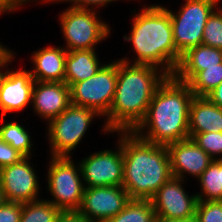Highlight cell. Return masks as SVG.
Here are the masks:
<instances>
[{
  "instance_id": "6da1fadb",
  "label": "cell",
  "mask_w": 222,
  "mask_h": 222,
  "mask_svg": "<svg viewBox=\"0 0 222 222\" xmlns=\"http://www.w3.org/2000/svg\"><path fill=\"white\" fill-rule=\"evenodd\" d=\"M167 76L153 65L130 64L127 58L118 60L115 96L105 116L104 131L133 132L145 118L156 89Z\"/></svg>"
},
{
  "instance_id": "7a4b0ae2",
  "label": "cell",
  "mask_w": 222,
  "mask_h": 222,
  "mask_svg": "<svg viewBox=\"0 0 222 222\" xmlns=\"http://www.w3.org/2000/svg\"><path fill=\"white\" fill-rule=\"evenodd\" d=\"M193 98L187 83L167 76L156 89L145 118L133 132L145 141L160 145L189 138V109Z\"/></svg>"
},
{
  "instance_id": "3957f363",
  "label": "cell",
  "mask_w": 222,
  "mask_h": 222,
  "mask_svg": "<svg viewBox=\"0 0 222 222\" xmlns=\"http://www.w3.org/2000/svg\"><path fill=\"white\" fill-rule=\"evenodd\" d=\"M122 133L123 184L130 199L150 200L173 177L166 145Z\"/></svg>"
},
{
  "instance_id": "277c9868",
  "label": "cell",
  "mask_w": 222,
  "mask_h": 222,
  "mask_svg": "<svg viewBox=\"0 0 222 222\" xmlns=\"http://www.w3.org/2000/svg\"><path fill=\"white\" fill-rule=\"evenodd\" d=\"M133 18L131 33L124 36L125 40L132 42L136 52L133 63L161 67L165 74L173 76L177 67V49L169 10L151 5L143 7Z\"/></svg>"
},
{
  "instance_id": "5b68a950",
  "label": "cell",
  "mask_w": 222,
  "mask_h": 222,
  "mask_svg": "<svg viewBox=\"0 0 222 222\" xmlns=\"http://www.w3.org/2000/svg\"><path fill=\"white\" fill-rule=\"evenodd\" d=\"M218 2L219 0H186L178 13L169 10L177 49V66L182 54L202 44L205 24Z\"/></svg>"
},
{
  "instance_id": "8992f818",
  "label": "cell",
  "mask_w": 222,
  "mask_h": 222,
  "mask_svg": "<svg viewBox=\"0 0 222 222\" xmlns=\"http://www.w3.org/2000/svg\"><path fill=\"white\" fill-rule=\"evenodd\" d=\"M101 116L93 109L71 104L59 116L48 122V140L51 156L70 157L95 116Z\"/></svg>"
},
{
  "instance_id": "52a82bcc",
  "label": "cell",
  "mask_w": 222,
  "mask_h": 222,
  "mask_svg": "<svg viewBox=\"0 0 222 222\" xmlns=\"http://www.w3.org/2000/svg\"><path fill=\"white\" fill-rule=\"evenodd\" d=\"M68 156H52L48 170V191L53 196L50 201L61 211L78 210L81 206L85 184L81 168L75 166ZM81 176V177H80Z\"/></svg>"
},
{
  "instance_id": "ba28073f",
  "label": "cell",
  "mask_w": 222,
  "mask_h": 222,
  "mask_svg": "<svg viewBox=\"0 0 222 222\" xmlns=\"http://www.w3.org/2000/svg\"><path fill=\"white\" fill-rule=\"evenodd\" d=\"M93 8L69 7L60 14V25L67 51L95 49L97 43L106 39L110 27L96 16Z\"/></svg>"
},
{
  "instance_id": "9c48e42d",
  "label": "cell",
  "mask_w": 222,
  "mask_h": 222,
  "mask_svg": "<svg viewBox=\"0 0 222 222\" xmlns=\"http://www.w3.org/2000/svg\"><path fill=\"white\" fill-rule=\"evenodd\" d=\"M118 75V61L103 64L91 78L70 86L71 104L90 108L105 117L113 103Z\"/></svg>"
},
{
  "instance_id": "30bf717a",
  "label": "cell",
  "mask_w": 222,
  "mask_h": 222,
  "mask_svg": "<svg viewBox=\"0 0 222 222\" xmlns=\"http://www.w3.org/2000/svg\"><path fill=\"white\" fill-rule=\"evenodd\" d=\"M118 148L96 152L79 162L83 182L86 187L122 186L123 155L122 134Z\"/></svg>"
},
{
  "instance_id": "8fae6325",
  "label": "cell",
  "mask_w": 222,
  "mask_h": 222,
  "mask_svg": "<svg viewBox=\"0 0 222 222\" xmlns=\"http://www.w3.org/2000/svg\"><path fill=\"white\" fill-rule=\"evenodd\" d=\"M123 186L85 187L78 211L91 222H105L130 201Z\"/></svg>"
},
{
  "instance_id": "7c38bea8",
  "label": "cell",
  "mask_w": 222,
  "mask_h": 222,
  "mask_svg": "<svg viewBox=\"0 0 222 222\" xmlns=\"http://www.w3.org/2000/svg\"><path fill=\"white\" fill-rule=\"evenodd\" d=\"M182 179L172 177L150 199L157 220H171L195 215L197 195L186 194Z\"/></svg>"
},
{
  "instance_id": "4fadbf2b",
  "label": "cell",
  "mask_w": 222,
  "mask_h": 222,
  "mask_svg": "<svg viewBox=\"0 0 222 222\" xmlns=\"http://www.w3.org/2000/svg\"><path fill=\"white\" fill-rule=\"evenodd\" d=\"M13 53L0 65L6 67L13 60ZM0 70V110L2 120L5 114L13 111H22L32 102V90L35 80L30 71L7 70L5 73Z\"/></svg>"
},
{
  "instance_id": "5bb4252c",
  "label": "cell",
  "mask_w": 222,
  "mask_h": 222,
  "mask_svg": "<svg viewBox=\"0 0 222 222\" xmlns=\"http://www.w3.org/2000/svg\"><path fill=\"white\" fill-rule=\"evenodd\" d=\"M29 159L24 157L0 169V185L7 202L26 203L39 199V183Z\"/></svg>"
},
{
  "instance_id": "9a60e30c",
  "label": "cell",
  "mask_w": 222,
  "mask_h": 222,
  "mask_svg": "<svg viewBox=\"0 0 222 222\" xmlns=\"http://www.w3.org/2000/svg\"><path fill=\"white\" fill-rule=\"evenodd\" d=\"M173 177L184 180V174L197 179L210 165L213 159L200 148L192 138H187L166 145Z\"/></svg>"
},
{
  "instance_id": "2e32d148",
  "label": "cell",
  "mask_w": 222,
  "mask_h": 222,
  "mask_svg": "<svg viewBox=\"0 0 222 222\" xmlns=\"http://www.w3.org/2000/svg\"><path fill=\"white\" fill-rule=\"evenodd\" d=\"M31 103L35 113L49 122L71 105L70 87L65 82L35 81Z\"/></svg>"
},
{
  "instance_id": "e0dca14e",
  "label": "cell",
  "mask_w": 222,
  "mask_h": 222,
  "mask_svg": "<svg viewBox=\"0 0 222 222\" xmlns=\"http://www.w3.org/2000/svg\"><path fill=\"white\" fill-rule=\"evenodd\" d=\"M222 63V49L200 44L190 48L181 55L173 76L179 81L188 83L205 67L217 66Z\"/></svg>"
},
{
  "instance_id": "ac0fdd59",
  "label": "cell",
  "mask_w": 222,
  "mask_h": 222,
  "mask_svg": "<svg viewBox=\"0 0 222 222\" xmlns=\"http://www.w3.org/2000/svg\"><path fill=\"white\" fill-rule=\"evenodd\" d=\"M67 50L63 47H46L32 55L34 71H30L35 81L64 82Z\"/></svg>"
},
{
  "instance_id": "d6986e66",
  "label": "cell",
  "mask_w": 222,
  "mask_h": 222,
  "mask_svg": "<svg viewBox=\"0 0 222 222\" xmlns=\"http://www.w3.org/2000/svg\"><path fill=\"white\" fill-rule=\"evenodd\" d=\"M189 138L204 132H222V108L207 97H196L189 109Z\"/></svg>"
},
{
  "instance_id": "ffe728a7",
  "label": "cell",
  "mask_w": 222,
  "mask_h": 222,
  "mask_svg": "<svg viewBox=\"0 0 222 222\" xmlns=\"http://www.w3.org/2000/svg\"><path fill=\"white\" fill-rule=\"evenodd\" d=\"M101 67L95 49L67 51L64 82L70 87L91 78Z\"/></svg>"
},
{
  "instance_id": "44dd1931",
  "label": "cell",
  "mask_w": 222,
  "mask_h": 222,
  "mask_svg": "<svg viewBox=\"0 0 222 222\" xmlns=\"http://www.w3.org/2000/svg\"><path fill=\"white\" fill-rule=\"evenodd\" d=\"M198 181L203 191L201 194H196L198 200L222 201V160H213Z\"/></svg>"
},
{
  "instance_id": "7402d4cb",
  "label": "cell",
  "mask_w": 222,
  "mask_h": 222,
  "mask_svg": "<svg viewBox=\"0 0 222 222\" xmlns=\"http://www.w3.org/2000/svg\"><path fill=\"white\" fill-rule=\"evenodd\" d=\"M105 222H157L151 200L131 199L124 209Z\"/></svg>"
},
{
  "instance_id": "603a6c76",
  "label": "cell",
  "mask_w": 222,
  "mask_h": 222,
  "mask_svg": "<svg viewBox=\"0 0 222 222\" xmlns=\"http://www.w3.org/2000/svg\"><path fill=\"white\" fill-rule=\"evenodd\" d=\"M0 125V138L10 144L24 157H30L32 143L26 129L16 121L6 122L5 124L1 123Z\"/></svg>"
},
{
  "instance_id": "cb8c5ba5",
  "label": "cell",
  "mask_w": 222,
  "mask_h": 222,
  "mask_svg": "<svg viewBox=\"0 0 222 222\" xmlns=\"http://www.w3.org/2000/svg\"><path fill=\"white\" fill-rule=\"evenodd\" d=\"M61 212L50 200L22 203L20 222H55Z\"/></svg>"
},
{
  "instance_id": "d4e9b609",
  "label": "cell",
  "mask_w": 222,
  "mask_h": 222,
  "mask_svg": "<svg viewBox=\"0 0 222 222\" xmlns=\"http://www.w3.org/2000/svg\"><path fill=\"white\" fill-rule=\"evenodd\" d=\"M222 82V63L217 66L205 67L198 72L187 84L194 96L206 97Z\"/></svg>"
},
{
  "instance_id": "484cf974",
  "label": "cell",
  "mask_w": 222,
  "mask_h": 222,
  "mask_svg": "<svg viewBox=\"0 0 222 222\" xmlns=\"http://www.w3.org/2000/svg\"><path fill=\"white\" fill-rule=\"evenodd\" d=\"M205 24L202 44L222 49V9L216 7Z\"/></svg>"
},
{
  "instance_id": "4316f807",
  "label": "cell",
  "mask_w": 222,
  "mask_h": 222,
  "mask_svg": "<svg viewBox=\"0 0 222 222\" xmlns=\"http://www.w3.org/2000/svg\"><path fill=\"white\" fill-rule=\"evenodd\" d=\"M192 140L213 160H222V157L217 158L222 155V132L198 133L192 137Z\"/></svg>"
},
{
  "instance_id": "83f0119b",
  "label": "cell",
  "mask_w": 222,
  "mask_h": 222,
  "mask_svg": "<svg viewBox=\"0 0 222 222\" xmlns=\"http://www.w3.org/2000/svg\"><path fill=\"white\" fill-rule=\"evenodd\" d=\"M195 214L199 222H222V201L198 200Z\"/></svg>"
},
{
  "instance_id": "f1b7e54d",
  "label": "cell",
  "mask_w": 222,
  "mask_h": 222,
  "mask_svg": "<svg viewBox=\"0 0 222 222\" xmlns=\"http://www.w3.org/2000/svg\"><path fill=\"white\" fill-rule=\"evenodd\" d=\"M24 156L0 138V169L19 162Z\"/></svg>"
},
{
  "instance_id": "f546056e",
  "label": "cell",
  "mask_w": 222,
  "mask_h": 222,
  "mask_svg": "<svg viewBox=\"0 0 222 222\" xmlns=\"http://www.w3.org/2000/svg\"><path fill=\"white\" fill-rule=\"evenodd\" d=\"M22 203L5 202L0 206V222H20Z\"/></svg>"
},
{
  "instance_id": "4dcf8cb0",
  "label": "cell",
  "mask_w": 222,
  "mask_h": 222,
  "mask_svg": "<svg viewBox=\"0 0 222 222\" xmlns=\"http://www.w3.org/2000/svg\"><path fill=\"white\" fill-rule=\"evenodd\" d=\"M42 1H45L46 3L49 1L50 2H60V1H65V2H74L72 3L73 5L71 7H74V8H85V9H89L90 5H94V6H99L102 7L104 5H106V3H111L112 1H117V0H42Z\"/></svg>"
},
{
  "instance_id": "1f68e13d",
  "label": "cell",
  "mask_w": 222,
  "mask_h": 222,
  "mask_svg": "<svg viewBox=\"0 0 222 222\" xmlns=\"http://www.w3.org/2000/svg\"><path fill=\"white\" fill-rule=\"evenodd\" d=\"M55 222H91L85 218L78 210L61 211Z\"/></svg>"
},
{
  "instance_id": "d6a6232c",
  "label": "cell",
  "mask_w": 222,
  "mask_h": 222,
  "mask_svg": "<svg viewBox=\"0 0 222 222\" xmlns=\"http://www.w3.org/2000/svg\"><path fill=\"white\" fill-rule=\"evenodd\" d=\"M28 1L30 0H0V14H2V12L10 13L15 11V9L20 8L19 6H22L25 4V2L27 3Z\"/></svg>"
},
{
  "instance_id": "836d02e7",
  "label": "cell",
  "mask_w": 222,
  "mask_h": 222,
  "mask_svg": "<svg viewBox=\"0 0 222 222\" xmlns=\"http://www.w3.org/2000/svg\"><path fill=\"white\" fill-rule=\"evenodd\" d=\"M213 104L222 108V82L206 96Z\"/></svg>"
},
{
  "instance_id": "e575fe53",
  "label": "cell",
  "mask_w": 222,
  "mask_h": 222,
  "mask_svg": "<svg viewBox=\"0 0 222 222\" xmlns=\"http://www.w3.org/2000/svg\"><path fill=\"white\" fill-rule=\"evenodd\" d=\"M157 222H199V221L195 214L193 216H188L185 218H176L171 220H157Z\"/></svg>"
},
{
  "instance_id": "d590c367",
  "label": "cell",
  "mask_w": 222,
  "mask_h": 222,
  "mask_svg": "<svg viewBox=\"0 0 222 222\" xmlns=\"http://www.w3.org/2000/svg\"><path fill=\"white\" fill-rule=\"evenodd\" d=\"M13 52L10 51V49L8 50L7 48H5V46H3L0 43V65L12 54Z\"/></svg>"
},
{
  "instance_id": "8d00e7d4",
  "label": "cell",
  "mask_w": 222,
  "mask_h": 222,
  "mask_svg": "<svg viewBox=\"0 0 222 222\" xmlns=\"http://www.w3.org/2000/svg\"><path fill=\"white\" fill-rule=\"evenodd\" d=\"M5 202H6V199L4 196V192H3L1 185H0V206H2Z\"/></svg>"
}]
</instances>
